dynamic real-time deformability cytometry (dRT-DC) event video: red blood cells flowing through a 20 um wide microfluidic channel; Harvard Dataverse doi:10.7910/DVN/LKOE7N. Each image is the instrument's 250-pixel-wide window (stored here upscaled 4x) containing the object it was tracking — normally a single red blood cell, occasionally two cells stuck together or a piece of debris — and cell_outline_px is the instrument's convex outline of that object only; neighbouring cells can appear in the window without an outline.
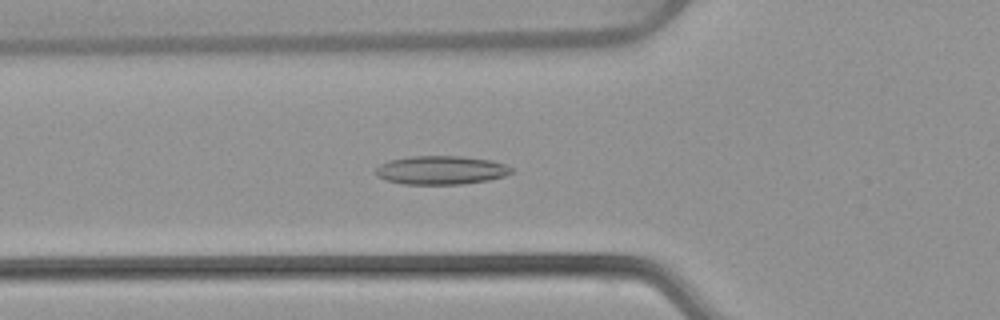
{"species": "common noctule bat (a hibernating species)", "species_latin": "Nyctalus noctula", "temperature_condition": "warm", "stored_images_in_passage": 53, "camera_frame_rate_fps": 3000, "um_per_image_px": 0.085, "animal": {"sex": "female", "body_mass_g": 22.7, "forearm_length_mm": 54.2}, "frame": {"image": 1, "passage_image": 19, "time_ms": 6.0, "image_size_px": [1000, 320], "cell_outline_px": [[512, 172], [504, 176], [488, 180], [460, 184], [404, 184], [388, 180], [376, 176], [376, 168], [380, 164], [388, 160], [412, 156], [460, 156], [492, 160], [504, 164], [512, 168]], "centroid_in_image_um": [37.48, 14.45], "position_along_channel_um": 88.3, "area_um2": 22.54}}
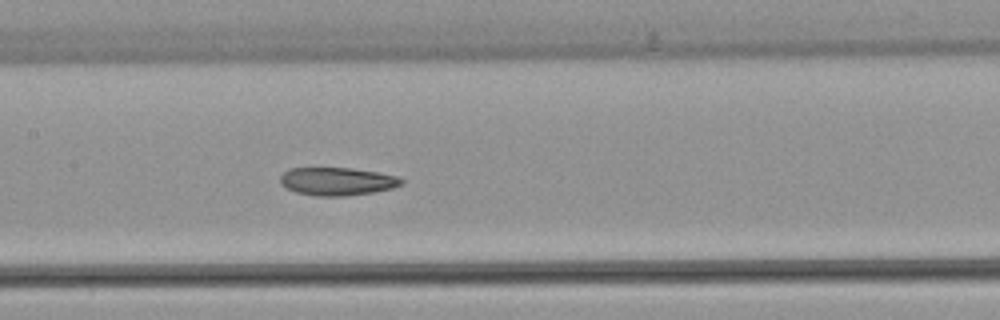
{"frame": {"image": 2, "passage_image": 26, "time_ms": 8.333, "image_size_px": [1000, 320], "cell_outline_px": [[404, 184], [392, 188], [372, 192], [344, 196], [316, 196], [296, 192], [280, 184], [280, 176], [288, 168], [352, 168], [380, 172], [400, 176], [404, 180]], "centroid_in_image_um": [28.69, 15.41], "position_along_channel_um": 178.7, "area_um2": 19.94}}
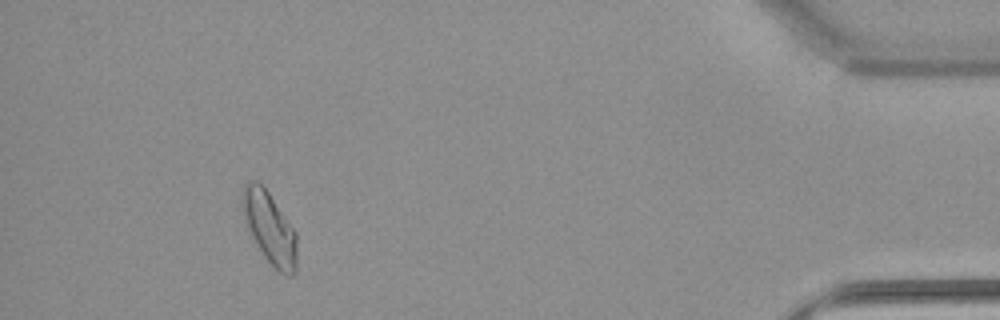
{"frame": {"image": 3, "passage_image": 49, "time_ms": 16.0, "image_size_px": [1000, 320], "cell_outline_px": [[296, 272], [288, 276], [284, 276], [264, 256], [252, 236], [244, 220], [240, 204], [240, 196], [244, 184], [248, 180], [256, 180], [268, 192], [296, 232]], "centroid_in_image_um": [22.88, 19.33], "position_along_channel_um": 412.3, "area_um2": 22.72}, "authors_computed_cell_mechanics": {"area_um2": 21.4438, "velocity_mm_per_s": 3.8609, "shape_relaxation_time_tau1_ms": null, "shape_relaxation_time_tau2_ms": 3.1945, "deformation_change_tau1": null, "deformation_change_tau2": 0.0994}}